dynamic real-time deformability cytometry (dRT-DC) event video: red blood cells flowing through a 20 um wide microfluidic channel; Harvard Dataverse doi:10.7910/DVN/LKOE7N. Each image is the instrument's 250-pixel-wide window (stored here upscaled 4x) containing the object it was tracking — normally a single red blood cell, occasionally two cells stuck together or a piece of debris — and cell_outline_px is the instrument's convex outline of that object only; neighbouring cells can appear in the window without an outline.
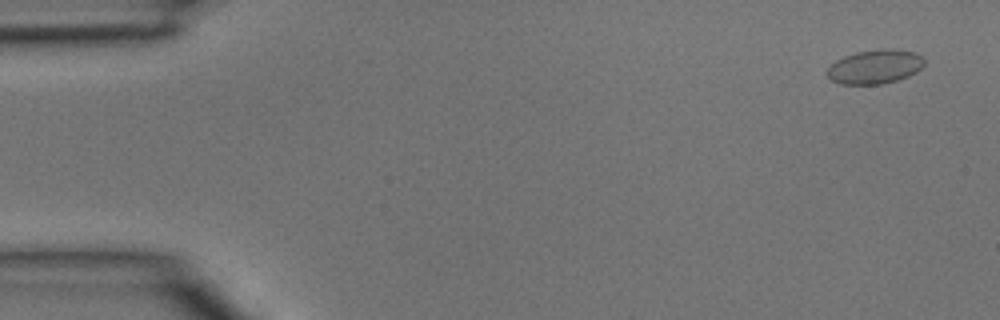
{"species": "common noctule bat (a hibernating species)", "species_latin": "Nyctalus noctula", "temperature_condition": "room temperature", "stored_images_in_passage": 45, "camera_frame_rate_fps": 3000, "um_per_image_px": 0.085, "animal": {"sex": "male", "body_mass_g": 15.6}, "frame": {"image": 1, "passage_image": 1, "time_ms": 0.0, "image_size_px": [1000, 320], "cell_outline_px": [[924, 64], [916, 72], [908, 76], [896, 80], [880, 84], [840, 84], [832, 80], [828, 76], [828, 68], [836, 60], [844, 56], [856, 52], [916, 52], [924, 56]], "centroid_in_image_um": [74.35, 5.72], "position_along_channel_um": 10.6, "area_um2": 18.32}}
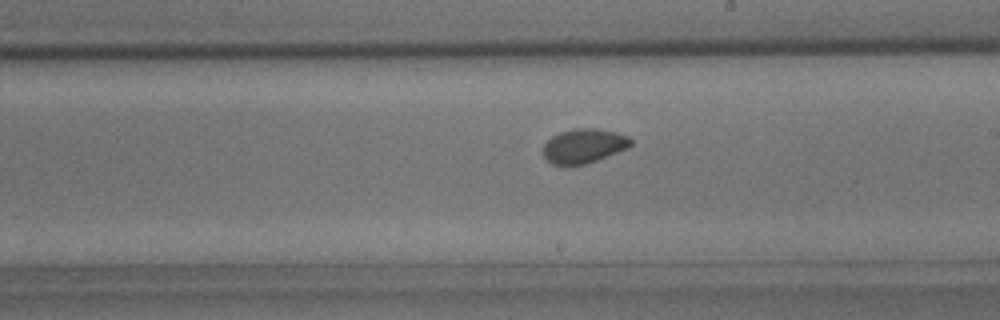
{"frame": {"image": 2, "passage_image": 25, "time_ms": 8.0, "image_size_px": [1000, 320], "cell_outline_px": [[636, 140], [628, 148], [596, 160], [584, 164], [552, 164], [544, 156], [544, 144], [552, 136], [560, 132], [572, 128], [596, 128], [616, 132], [628, 136]], "centroid_in_image_um": [49.67, 12.37], "position_along_channel_um": 239.3, "area_um2": 17.46}}
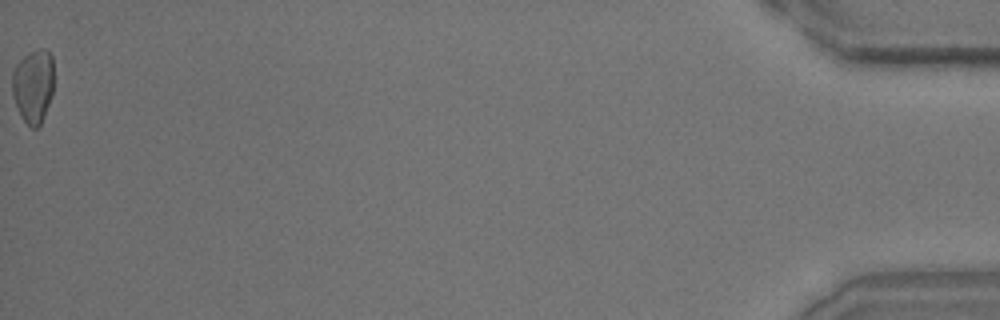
{"frame": {"image": 3, "passage_image": 45, "time_ms": 14.667, "image_size_px": [1000, 320], "cell_outline_px": [[52, 92], [48, 104], [40, 124], [36, 128], [32, 128], [24, 120], [16, 104], [12, 92], [12, 72], [16, 64], [24, 56], [40, 48], [48, 48], [52, 56]], "centroid_in_image_um": [2.82, 7.26], "position_along_channel_um": 432.4, "area_um2": 17.51}}